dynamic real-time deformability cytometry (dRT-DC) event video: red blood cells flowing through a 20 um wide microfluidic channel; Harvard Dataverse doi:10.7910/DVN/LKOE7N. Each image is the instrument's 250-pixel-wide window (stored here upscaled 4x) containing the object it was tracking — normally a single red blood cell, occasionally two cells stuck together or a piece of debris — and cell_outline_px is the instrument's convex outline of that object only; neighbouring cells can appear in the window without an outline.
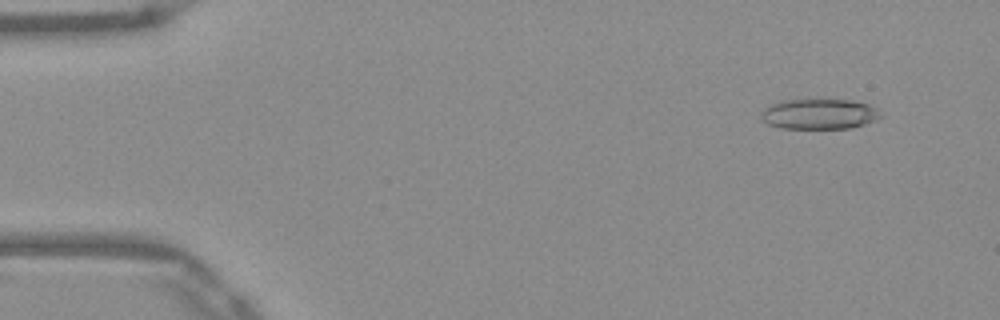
{"species": "Egyptian fruit bat (a non-hibernating species)", "species_latin": "Rousettus aegyptiacus", "temperature_condition": "warm", "stored_images_in_passage": 49, "camera_frame_rate_fps": 3000, "um_per_image_px": 0.085, "frame": {"image": 1, "passage_image": 2, "time_ms": 0.333, "image_size_px": [1000, 320], "cell_outline_px": [[880, 116], [876, 120], [864, 124], [848, 128], [780, 128], [768, 124], [760, 116], [760, 112], [764, 108], [780, 100], [852, 100], [868, 104], [876, 108], [880, 112]], "centroid_in_image_um": [69.61, 9.69], "position_along_channel_um": 15.4, "area_um2": 20.98}}
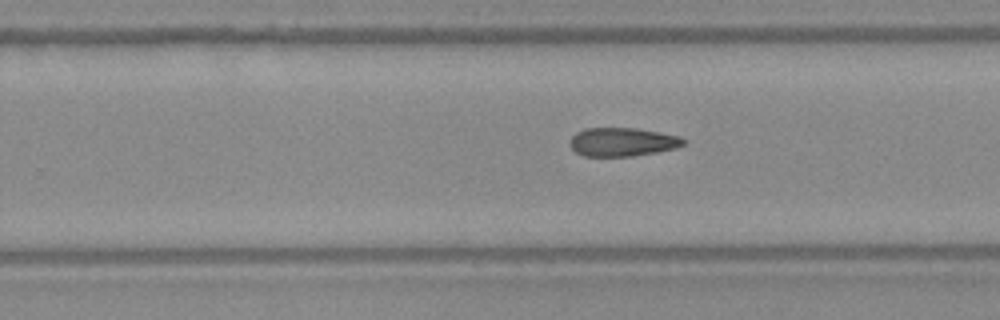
{"frame": {"image": 2, "passage_image": 30, "time_ms": 9.667, "image_size_px": [1000, 320], "cell_outline_px": [[684, 144], [676, 148], [656, 152], [632, 156], [584, 156], [576, 152], [572, 148], [572, 136], [576, 132], [584, 128], [636, 128], [660, 132], [680, 136], [684, 140]], "centroid_in_image_um": [52.92, 12.06], "position_along_channel_um": 276.9, "area_um2": 18.79}}
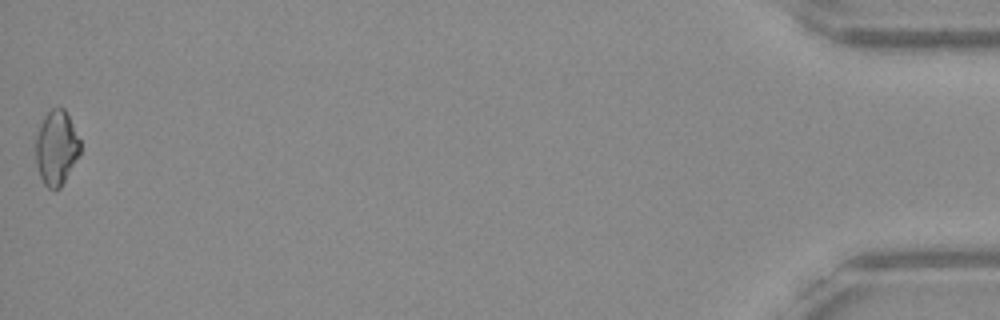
{"frame": {"image": 3, "passage_image": 49, "time_ms": 16.0, "image_size_px": [1000, 320], "cell_outline_px": [[80, 156], [60, 188], [48, 188], [44, 184], [40, 176], [36, 164], [36, 136], [40, 124], [44, 116], [52, 108], [60, 104], [64, 108], [80, 140]], "centroid_in_image_um": [4.8, 12.54], "position_along_channel_um": 430.4, "area_um2": 19.42}}